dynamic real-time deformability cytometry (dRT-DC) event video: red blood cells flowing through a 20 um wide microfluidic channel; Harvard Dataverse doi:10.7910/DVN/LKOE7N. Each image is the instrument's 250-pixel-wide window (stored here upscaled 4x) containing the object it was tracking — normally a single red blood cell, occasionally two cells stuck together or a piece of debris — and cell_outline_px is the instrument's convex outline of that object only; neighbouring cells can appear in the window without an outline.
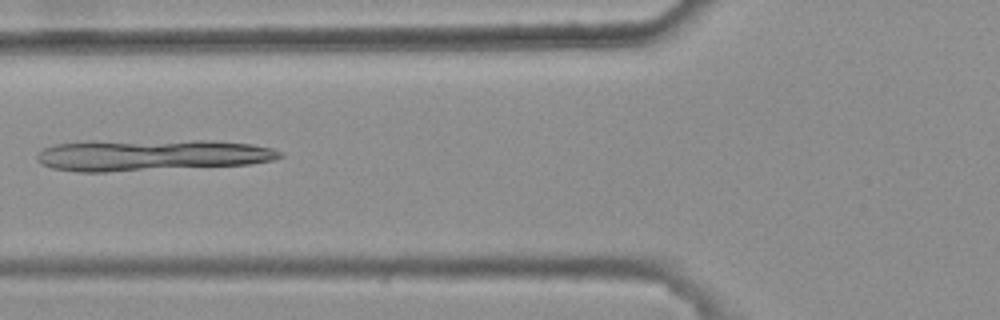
{"species": "common noctule bat (a hibernating species)", "species_latin": "Nyctalus noctula", "temperature_condition": "warm", "stored_images_in_passage": 8, "camera_frame_rate_fps": 3000, "um_per_image_px": 0.085, "animal": {"sex": "female", "body_mass_g": 25.1}, "frame": {"image": 1, "passage_image": 7, "time_ms": 2.0, "image_size_px": [1000, 320], "cell_outline_px": [[284, 156], [276, 160], [248, 164], [104, 172], [76, 172], [52, 168], [40, 164], [36, 160], [36, 156], [44, 148], [56, 144], [88, 140], [212, 140], [252, 144], [272, 148], [284, 152]], "centroid_in_image_um": [12.86, 13.17], "position_along_channel_um": 112.9, "area_um2": 45.2}}
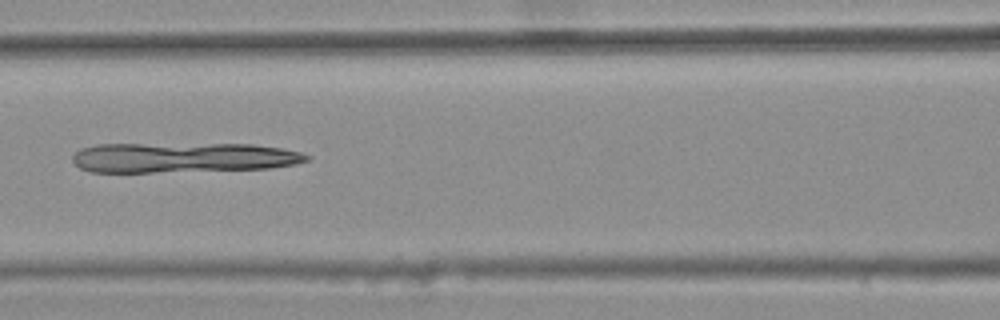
{"frame": {"image": 2, "passage_image": 8, "time_ms": 2.333, "image_size_px": [1000, 320], "cell_outline_px": [[312, 160], [296, 164], [268, 168], [152, 172], [92, 172], [80, 168], [72, 160], [72, 156], [80, 148], [96, 144], [252, 144], [284, 148], [300, 152], [312, 156]], "centroid_in_image_um": [15.58, 13.38], "position_along_channel_um": 151.0, "area_um2": 41.15}}